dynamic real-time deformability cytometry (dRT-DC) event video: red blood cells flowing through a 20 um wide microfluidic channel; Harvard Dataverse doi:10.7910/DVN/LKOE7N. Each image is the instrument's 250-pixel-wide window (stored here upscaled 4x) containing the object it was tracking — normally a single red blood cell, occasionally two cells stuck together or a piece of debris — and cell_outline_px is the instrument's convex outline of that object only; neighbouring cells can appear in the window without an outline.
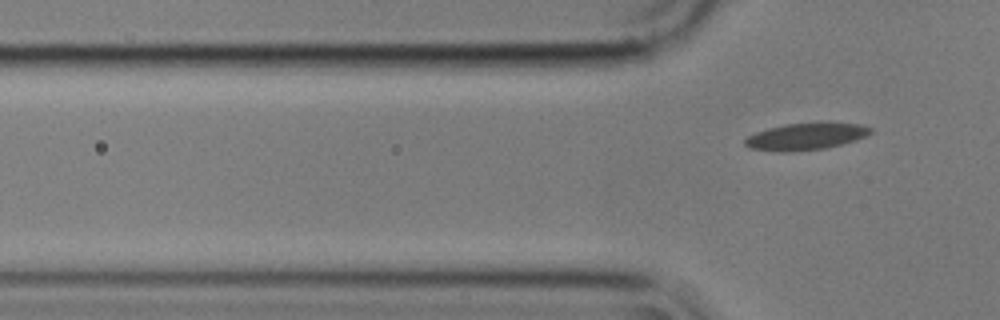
{"species": "common noctule bat (a hibernating species)", "species_latin": "Nyctalus noctula", "temperature_condition": "cold", "stored_images_in_passage": 2, "camera_frame_rate_fps": 3000, "um_per_image_px": 0.085, "animal": {"sex": "male", "body_mass_g": 17.9}, "frame": {"image": 1, "passage_image": 2, "time_ms": 0.333, "image_size_px": [1000, 320], "cell_outline_px": [[872, 132], [856, 140], [824, 148], [792, 152], [776, 152], [748, 148], [744, 144], [744, 140], [748, 136], [756, 132], [768, 128], [784, 124], [860, 124], [872, 128]], "centroid_in_image_um": [68.41, 11.63], "position_along_channel_um": 57.4, "area_um2": 19.25}}